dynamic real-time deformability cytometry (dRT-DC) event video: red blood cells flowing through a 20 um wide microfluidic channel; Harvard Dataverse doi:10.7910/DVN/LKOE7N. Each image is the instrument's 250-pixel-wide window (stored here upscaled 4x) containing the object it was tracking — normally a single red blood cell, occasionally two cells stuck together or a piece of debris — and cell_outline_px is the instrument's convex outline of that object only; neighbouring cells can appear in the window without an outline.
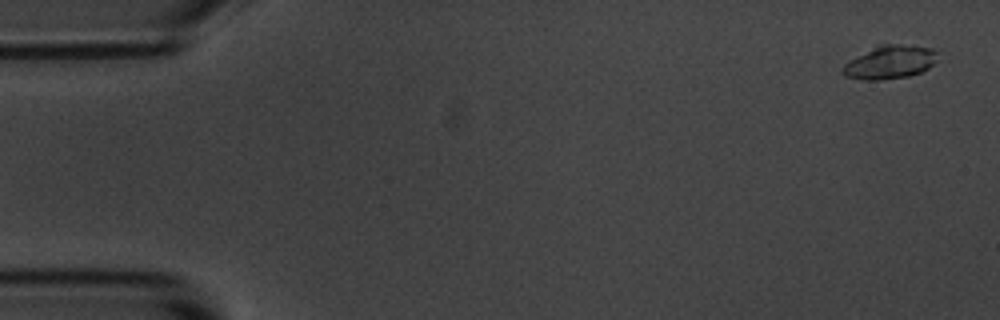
{"species": "common noctule bat (a hibernating species)", "species_latin": "Nyctalus noctula", "temperature_condition": "room temperature", "stored_images_in_passage": 5, "camera_frame_rate_fps": 3000, "um_per_image_px": 0.085, "animal": {"sex": "male", "body_mass_g": 20.1, "forearm_length_mm": 53.5}, "frame": {"image": 1, "passage_image": 1, "time_ms": 0.0, "image_size_px": [1000, 320], "cell_outline_px": [[936, 60], [928, 68], [920, 72], [908, 76], [880, 80], [864, 80], [844, 76], [840, 72], [840, 68], [848, 60], [872, 48], [884, 44], [900, 44], [932, 48], [936, 52]], "centroid_in_image_um": [75.58, 5.29], "position_along_channel_um": 9.4, "area_um2": 18.38}}